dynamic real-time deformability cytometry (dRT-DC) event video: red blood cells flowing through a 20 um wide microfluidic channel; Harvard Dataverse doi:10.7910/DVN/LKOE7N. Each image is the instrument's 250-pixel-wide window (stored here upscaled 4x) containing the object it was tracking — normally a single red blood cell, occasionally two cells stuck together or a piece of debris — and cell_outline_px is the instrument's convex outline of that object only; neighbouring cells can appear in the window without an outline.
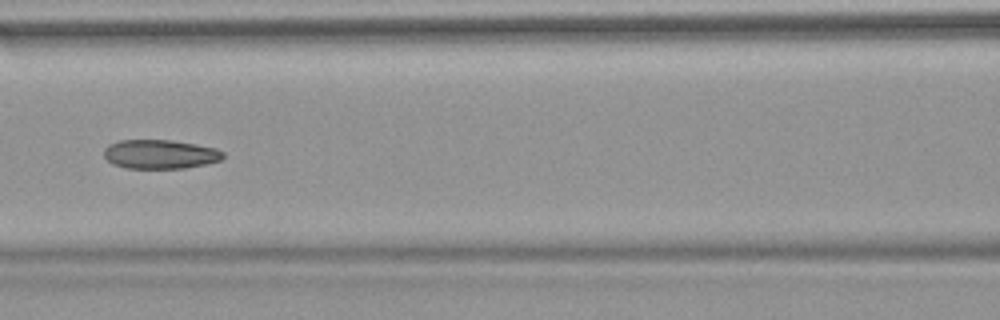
{"species": "common noctule bat (a hibernating species)", "species_latin": "Nyctalus noctula", "temperature_condition": "warm", "stored_images_in_passage": 52, "camera_frame_rate_fps": 3000, "um_per_image_px": 0.085, "animal": {"sex": "female", "body_mass_g": 18.4}, "frame": {"image": 1, "passage_image": 23, "time_ms": 7.333, "image_size_px": [1000, 320], "cell_outline_px": [[224, 156], [220, 160], [204, 164], [184, 168], [124, 168], [112, 164], [104, 156], [104, 148], [108, 144], [120, 140], [172, 140], [196, 144], [216, 148], [224, 152]], "centroid_in_image_um": [13.58, 13.1], "position_along_channel_um": 153.0, "area_um2": 20.23}, "authors_computed_cell_mechanics": {"area_um2": 21.6172, "velocity_mm_per_s": 3.8279, "shape_relaxation_time_tau1_ms": null, "shape_relaxation_time_tau2_ms": 2.929, "deformation_change_tau1": null, "deformation_change_tau2": 0.0955}}